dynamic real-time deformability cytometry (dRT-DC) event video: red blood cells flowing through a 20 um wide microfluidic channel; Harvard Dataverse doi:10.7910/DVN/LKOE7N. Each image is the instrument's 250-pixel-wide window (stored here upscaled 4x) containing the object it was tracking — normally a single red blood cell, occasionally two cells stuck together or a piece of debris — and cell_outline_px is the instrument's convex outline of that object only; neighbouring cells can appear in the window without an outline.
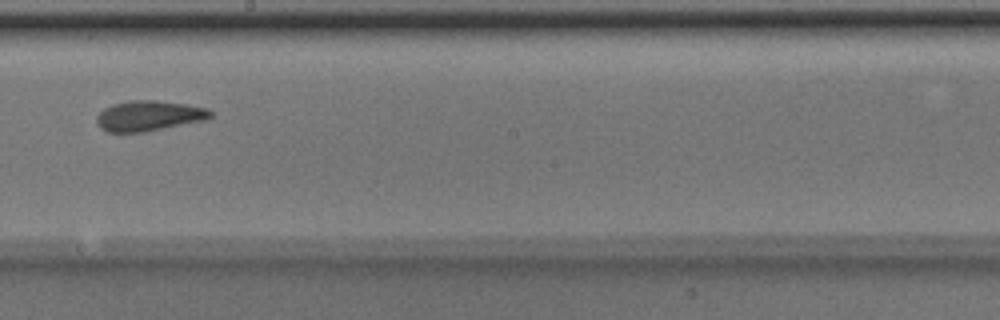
{"species": "Egyptian fruit bat (a non-hibernating species)", "species_latin": "Rousettus aegyptiacus", "temperature_condition": "room temperature", "stored_images_in_passage": 8, "camera_frame_rate_fps": 3000, "um_per_image_px": 0.085, "animal": {"sex": "male"}, "frame": {"image": 1, "passage_image": 8, "time_ms": 2.333, "image_size_px": [1000, 320], "cell_outline_px": [[212, 116], [204, 120], [144, 132], [108, 132], [100, 128], [96, 124], [96, 116], [104, 108], [112, 104], [128, 100], [156, 100], [184, 104], [208, 108], [212, 112]], "centroid_in_image_um": [12.61, 9.84], "position_along_channel_um": 235.6, "area_um2": 20.11}}